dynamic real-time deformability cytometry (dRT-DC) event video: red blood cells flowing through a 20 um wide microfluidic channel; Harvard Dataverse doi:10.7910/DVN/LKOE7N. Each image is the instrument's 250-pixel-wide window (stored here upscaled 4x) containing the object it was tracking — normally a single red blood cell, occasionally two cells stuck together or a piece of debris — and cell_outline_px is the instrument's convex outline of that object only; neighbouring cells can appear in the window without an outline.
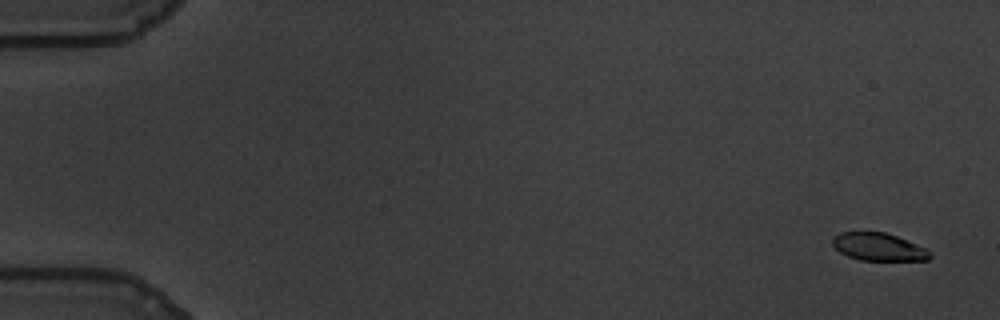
{"species": "common noctule bat (a hibernating species)", "species_latin": "Nyctalus noctula", "temperature_condition": "warm", "stored_images_in_passage": 61, "camera_frame_rate_fps": 3000, "um_per_image_px": 0.085, "animal": {"sex": "male", "body_mass_g": 19.5, "forearm_length_mm": 54.6}, "frame": {"image": 1, "passage_image": 3, "time_ms": 0.667, "image_size_px": [1000, 320], "cell_outline_px": [[932, 256], [928, 260], [860, 260], [848, 256], [840, 252], [832, 244], [832, 240], [840, 232], [884, 232], [896, 236], [916, 244], [932, 252]], "centroid_in_image_um": [74.69, 20.99], "position_along_channel_um": 10.3, "area_um2": 15.55}}
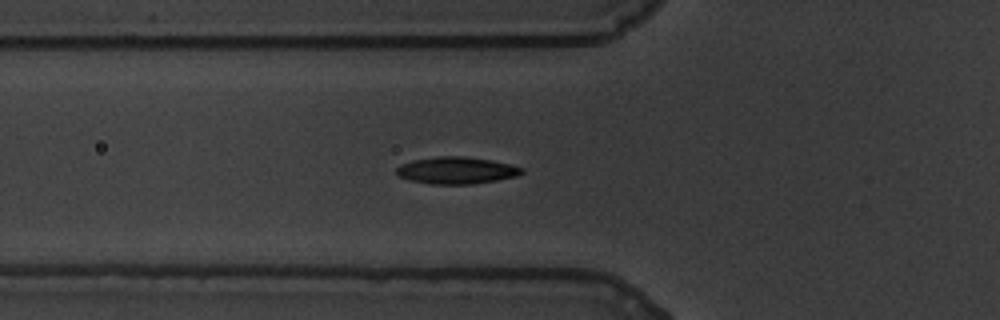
{"frame": {"image": 2, "passage_image": 23, "time_ms": 7.333, "image_size_px": [1000, 320], "cell_outline_px": [[524, 172], [516, 176], [496, 180], [472, 184], [428, 184], [408, 180], [400, 176], [396, 172], [396, 168], [400, 164], [412, 160], [436, 156], [464, 156], [492, 160], [524, 168]], "centroid_in_image_um": [38.77, 14.48], "position_along_channel_um": 87.0, "area_um2": 19.77}}
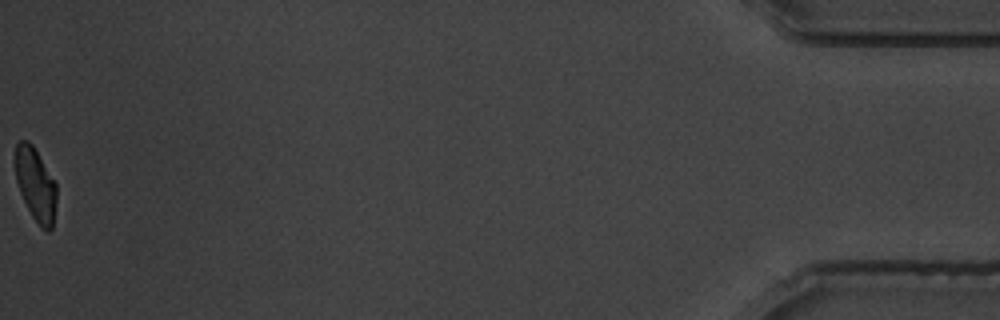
{"frame": {"image": 3, "passage_image": 61, "time_ms": 20.0, "image_size_px": [1000, 320], "cell_outline_px": [[56, 200], [52, 228], [48, 232], [32, 216], [20, 192], [16, 180], [16, 144], [20, 140], [28, 140], [32, 144], [56, 184]], "centroid_in_image_um": [3.02, 15.66], "position_along_channel_um": 432.2, "area_um2": 17.05}, "authors_computed_cell_mechanics": {"area_um2": 18.6694, "velocity_mm_per_s": 3.4532, "shape_relaxation_time_tau1_ms": 3.203, "shape_relaxation_time_tau2_ms": 1.5526, "deformation_change_tau1": 0.1575, "deformation_change_tau2": 0.0644}}